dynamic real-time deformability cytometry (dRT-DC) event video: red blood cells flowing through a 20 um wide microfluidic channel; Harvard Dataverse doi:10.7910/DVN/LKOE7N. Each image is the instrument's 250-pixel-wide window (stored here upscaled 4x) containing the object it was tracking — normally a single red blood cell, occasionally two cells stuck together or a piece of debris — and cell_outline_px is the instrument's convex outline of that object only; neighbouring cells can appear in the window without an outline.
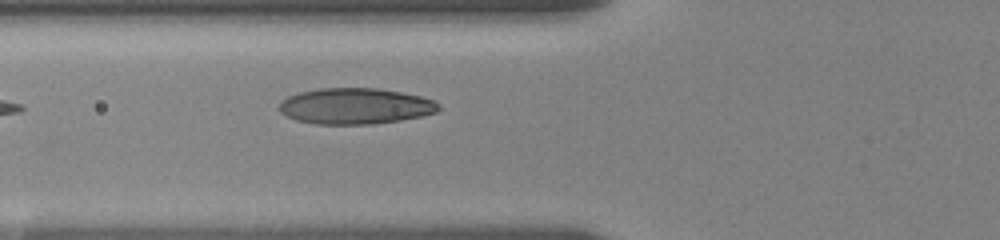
{"species": "human", "species_latin": "Homo sapiens", "temperature_condition": "room temperature", "stored_images_in_passage": 3, "camera_frame_rate_fps": 3000, "um_per_image_px": 0.085, "donor": {"sex": "female"}, "frame": {"image": 1, "passage_image": 3, "time_ms": 1.333, "image_size_px": [1000, 240], "cell_outline_px": [[440, 108], [436, 112], [420, 116], [400, 120], [372, 124], [316, 124], [296, 120], [280, 112], [280, 104], [288, 96], [300, 92], [320, 88], [376, 88], [400, 92], [420, 96], [436, 100], [440, 104]], "centroid_in_image_um": [30.23, 9.02], "position_along_channel_um": 95.6, "area_um2": 33.29}}